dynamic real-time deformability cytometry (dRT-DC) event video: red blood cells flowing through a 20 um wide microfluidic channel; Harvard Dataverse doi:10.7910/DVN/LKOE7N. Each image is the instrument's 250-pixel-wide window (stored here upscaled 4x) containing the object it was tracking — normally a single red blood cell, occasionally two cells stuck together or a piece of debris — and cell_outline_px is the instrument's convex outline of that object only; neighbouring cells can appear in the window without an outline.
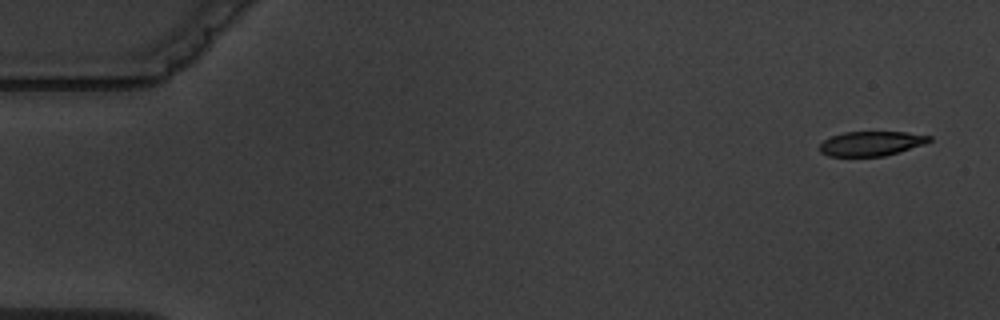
{"species": "common noctule bat (a hibernating species)", "species_latin": "Nyctalus noctula", "temperature_condition": "warm", "stored_images_in_passage": 4, "camera_frame_rate_fps": 3000, "um_per_image_px": 0.085, "animal": {"sex": "male", "body_mass_g": 19.5, "forearm_length_mm": 54.6}, "frame": {"image": 1, "passage_image": 1, "time_ms": 0.0, "image_size_px": [1000, 320], "cell_outline_px": [[932, 140], [924, 144], [884, 156], [828, 156], [820, 152], [820, 144], [824, 140], [832, 136], [844, 132], [904, 132], [932, 136]], "centroid_in_image_um": [74.05, 12.2], "position_along_channel_um": 11.0, "area_um2": 15.55}}
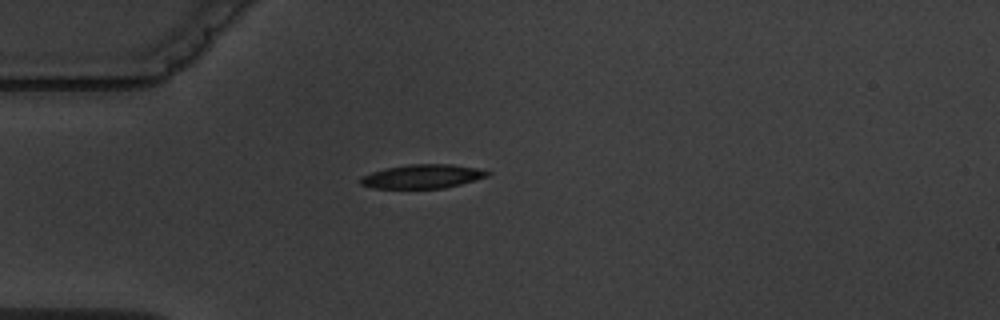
{"frame": {"image": 2, "passage_image": 4, "time_ms": 4.333, "image_size_px": [1000, 320], "cell_outline_px": [[492, 172], [488, 176], [460, 184], [444, 188], [372, 188], [360, 184], [360, 176], [384, 168], [408, 164], [452, 164], [476, 168]], "centroid_in_image_um": [35.88, 14.99], "position_along_channel_um": 49.1, "area_um2": 17.69}}